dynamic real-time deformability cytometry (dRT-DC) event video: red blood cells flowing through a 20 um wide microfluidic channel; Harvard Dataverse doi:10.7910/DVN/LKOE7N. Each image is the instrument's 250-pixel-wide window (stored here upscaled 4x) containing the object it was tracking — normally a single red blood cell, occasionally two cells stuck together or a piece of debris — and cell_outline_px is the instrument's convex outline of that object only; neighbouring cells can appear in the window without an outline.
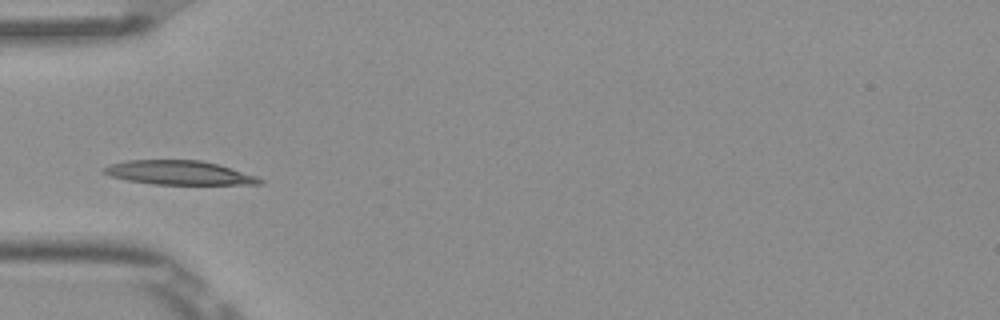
{"species": "Egyptian fruit bat (a non-hibernating species)", "species_latin": "Rousettus aegyptiacus", "temperature_condition": "room temperature", "stored_images_in_passage": 4, "camera_frame_rate_fps": 3000, "um_per_image_px": 0.085, "frame": {"image": 1, "passage_image": 4, "time_ms": 1.0, "image_size_px": [1000, 320], "cell_outline_px": [[264, 184], [152, 184], [128, 180], [112, 176], [100, 172], [100, 168], [108, 164], [128, 160], [200, 160], [220, 164], [256, 176], [264, 180]], "centroid_in_image_um": [15.19, 14.67], "position_along_channel_um": 69.8, "area_um2": 21.96}}